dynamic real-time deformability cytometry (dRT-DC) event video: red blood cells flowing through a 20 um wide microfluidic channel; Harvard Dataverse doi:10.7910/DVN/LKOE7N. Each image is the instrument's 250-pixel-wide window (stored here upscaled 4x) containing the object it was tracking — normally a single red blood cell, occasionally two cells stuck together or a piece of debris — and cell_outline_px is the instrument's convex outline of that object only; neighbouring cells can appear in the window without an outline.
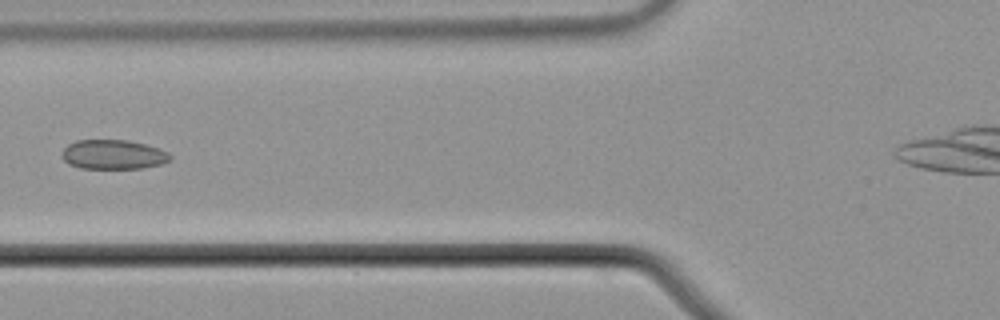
{"species": "common noctule bat (a hibernating species)", "species_latin": "Nyctalus noctula", "temperature_condition": "cold", "stored_images_in_passage": 8, "camera_frame_rate_fps": 3000, "um_per_image_px": 0.085, "animal": {"sex": "male", "body_mass_g": 21.5, "forearm_length_mm": 52.0}, "frame": {"image": 1, "passage_image": 7, "time_ms": 2.0, "image_size_px": [1000, 320], "cell_outline_px": [[172, 160], [160, 164], [140, 168], [80, 168], [68, 164], [64, 160], [64, 148], [68, 144], [76, 140], [128, 140], [160, 148], [168, 152], [172, 156]], "centroid_in_image_um": [9.66, 13.13], "position_along_channel_um": 116.1, "area_um2": 18.5}}